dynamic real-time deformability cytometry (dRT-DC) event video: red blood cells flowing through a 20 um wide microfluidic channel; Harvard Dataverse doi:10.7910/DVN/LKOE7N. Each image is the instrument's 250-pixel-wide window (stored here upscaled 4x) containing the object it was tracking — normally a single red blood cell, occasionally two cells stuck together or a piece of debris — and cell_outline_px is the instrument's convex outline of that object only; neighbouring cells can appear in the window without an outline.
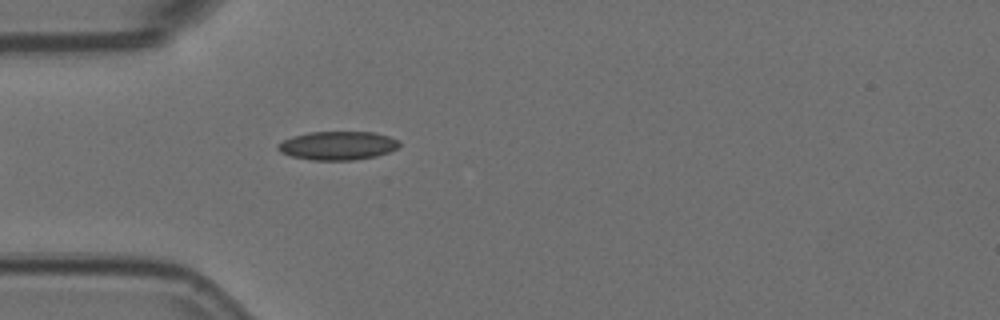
{"species": "Egyptian fruit bat (a non-hibernating species)", "species_latin": "Rousettus aegyptiacus", "temperature_condition": "room temperature", "stored_images_in_passage": 5, "camera_frame_rate_fps": 3000, "um_per_image_px": 0.085, "animal": {"sex": "female"}, "frame": {"image": 1, "passage_image": 5, "time_ms": 1.333, "image_size_px": [1000, 320], "cell_outline_px": [[400, 148], [376, 156], [352, 160], [312, 160], [292, 156], [280, 152], [276, 148], [276, 144], [292, 136], [308, 132], [376, 132], [400, 140]], "centroid_in_image_um": [28.72, 12.37], "position_along_channel_um": 56.3, "area_um2": 20.4}}